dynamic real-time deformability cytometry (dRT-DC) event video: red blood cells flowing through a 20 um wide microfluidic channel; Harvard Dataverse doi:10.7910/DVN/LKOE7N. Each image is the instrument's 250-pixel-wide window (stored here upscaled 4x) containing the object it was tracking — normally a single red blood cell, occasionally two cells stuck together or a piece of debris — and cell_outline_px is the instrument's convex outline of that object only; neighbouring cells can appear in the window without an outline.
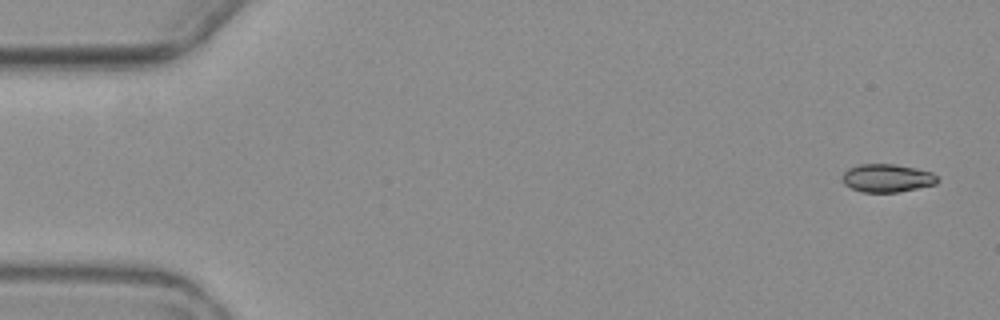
{"species": "common noctule bat (a hibernating species)", "species_latin": "Nyctalus noctula", "temperature_condition": "warm", "stored_images_in_passage": 5, "camera_frame_rate_fps": 3000, "um_per_image_px": 0.085, "animal": {"sex": "female", "body_mass_g": 19.3, "forearm_length_mm": 54.1}, "frame": {"image": 1, "passage_image": 1, "time_ms": 0.0, "image_size_px": [1000, 320], "cell_outline_px": [[940, 180], [936, 184], [896, 192], [860, 192], [844, 184], [844, 172], [848, 168], [860, 164], [892, 164], [916, 168], [932, 172]], "centroid_in_image_um": [75.42, 15.13], "position_along_channel_um": 9.6, "area_um2": 15.43}}
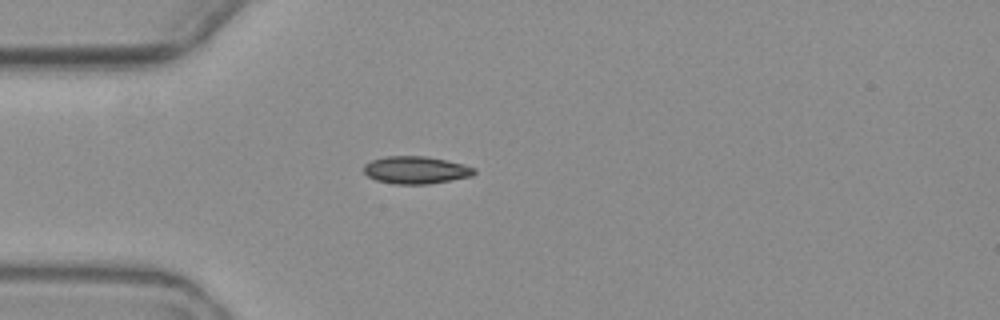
{"frame": {"image": 2, "passage_image": 5, "time_ms": 4.667, "image_size_px": [1000, 320], "cell_outline_px": [[476, 172], [472, 176], [428, 184], [392, 184], [376, 180], [368, 176], [364, 172], [364, 164], [372, 160], [384, 156], [424, 156], [464, 164], [476, 168]], "centroid_in_image_um": [35.34, 14.45], "position_along_channel_um": 49.7, "area_um2": 17.69}}